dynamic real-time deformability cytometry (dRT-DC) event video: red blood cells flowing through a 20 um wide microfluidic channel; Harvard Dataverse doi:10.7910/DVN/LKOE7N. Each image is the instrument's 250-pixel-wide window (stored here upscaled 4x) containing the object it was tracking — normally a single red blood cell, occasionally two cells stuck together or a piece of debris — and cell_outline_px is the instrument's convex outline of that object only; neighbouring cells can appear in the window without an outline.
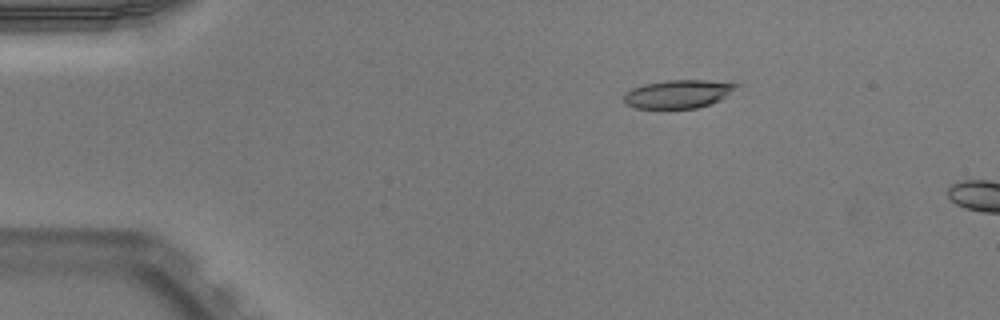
{"species": "Egyptian fruit bat (a non-hibernating species)", "species_latin": "Rousettus aegyptiacus", "temperature_condition": "warm", "stored_images_in_passage": 6, "camera_frame_rate_fps": 3000, "um_per_image_px": 0.085, "animal": {"sex": "male"}, "frame": {"image": 1, "passage_image": 2, "time_ms": 0.333, "image_size_px": [1000, 320], "cell_outline_px": [[740, 84], [720, 100], [712, 104], [696, 108], [636, 108], [624, 104], [624, 92], [632, 88], [644, 84], [668, 80], [704, 80]], "centroid_in_image_um": [57.59, 7.99], "position_along_channel_um": 27.4, "area_um2": 18.44}}